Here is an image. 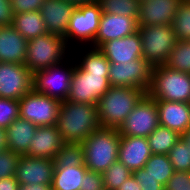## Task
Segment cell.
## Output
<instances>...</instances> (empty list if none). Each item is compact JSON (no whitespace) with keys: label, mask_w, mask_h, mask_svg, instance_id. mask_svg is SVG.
Listing matches in <instances>:
<instances>
[{"label":"cell","mask_w":190,"mask_h":190,"mask_svg":"<svg viewBox=\"0 0 190 190\" xmlns=\"http://www.w3.org/2000/svg\"><path fill=\"white\" fill-rule=\"evenodd\" d=\"M172 27L177 40H190V3H180Z\"/></svg>","instance_id":"33"},{"label":"cell","mask_w":190,"mask_h":190,"mask_svg":"<svg viewBox=\"0 0 190 190\" xmlns=\"http://www.w3.org/2000/svg\"><path fill=\"white\" fill-rule=\"evenodd\" d=\"M110 63H124L143 58L139 32L103 43L98 48Z\"/></svg>","instance_id":"18"},{"label":"cell","mask_w":190,"mask_h":190,"mask_svg":"<svg viewBox=\"0 0 190 190\" xmlns=\"http://www.w3.org/2000/svg\"><path fill=\"white\" fill-rule=\"evenodd\" d=\"M159 125L178 132L181 136L190 128V103L156 100Z\"/></svg>","instance_id":"20"},{"label":"cell","mask_w":190,"mask_h":190,"mask_svg":"<svg viewBox=\"0 0 190 190\" xmlns=\"http://www.w3.org/2000/svg\"><path fill=\"white\" fill-rule=\"evenodd\" d=\"M28 40L12 25L0 27V62L25 64Z\"/></svg>","instance_id":"22"},{"label":"cell","mask_w":190,"mask_h":190,"mask_svg":"<svg viewBox=\"0 0 190 190\" xmlns=\"http://www.w3.org/2000/svg\"><path fill=\"white\" fill-rule=\"evenodd\" d=\"M117 190H141V188L132 174Z\"/></svg>","instance_id":"42"},{"label":"cell","mask_w":190,"mask_h":190,"mask_svg":"<svg viewBox=\"0 0 190 190\" xmlns=\"http://www.w3.org/2000/svg\"><path fill=\"white\" fill-rule=\"evenodd\" d=\"M168 157L174 171L190 172V147L182 136L171 148Z\"/></svg>","instance_id":"32"},{"label":"cell","mask_w":190,"mask_h":190,"mask_svg":"<svg viewBox=\"0 0 190 190\" xmlns=\"http://www.w3.org/2000/svg\"><path fill=\"white\" fill-rule=\"evenodd\" d=\"M87 171L85 164L73 168H55L52 190H81L83 177Z\"/></svg>","instance_id":"25"},{"label":"cell","mask_w":190,"mask_h":190,"mask_svg":"<svg viewBox=\"0 0 190 190\" xmlns=\"http://www.w3.org/2000/svg\"><path fill=\"white\" fill-rule=\"evenodd\" d=\"M54 161L55 168L82 166L84 164L83 145L64 143Z\"/></svg>","instance_id":"28"},{"label":"cell","mask_w":190,"mask_h":190,"mask_svg":"<svg viewBox=\"0 0 190 190\" xmlns=\"http://www.w3.org/2000/svg\"><path fill=\"white\" fill-rule=\"evenodd\" d=\"M8 149L6 129L0 127V152Z\"/></svg>","instance_id":"44"},{"label":"cell","mask_w":190,"mask_h":190,"mask_svg":"<svg viewBox=\"0 0 190 190\" xmlns=\"http://www.w3.org/2000/svg\"><path fill=\"white\" fill-rule=\"evenodd\" d=\"M45 0H10L14 14L40 11Z\"/></svg>","instance_id":"39"},{"label":"cell","mask_w":190,"mask_h":190,"mask_svg":"<svg viewBox=\"0 0 190 190\" xmlns=\"http://www.w3.org/2000/svg\"><path fill=\"white\" fill-rule=\"evenodd\" d=\"M37 126L18 117L6 128L8 149L20 155H27L30 141L35 135Z\"/></svg>","instance_id":"23"},{"label":"cell","mask_w":190,"mask_h":190,"mask_svg":"<svg viewBox=\"0 0 190 190\" xmlns=\"http://www.w3.org/2000/svg\"><path fill=\"white\" fill-rule=\"evenodd\" d=\"M85 53L75 64L67 100L97 104L111 87L108 79L111 63L98 48L90 47Z\"/></svg>","instance_id":"1"},{"label":"cell","mask_w":190,"mask_h":190,"mask_svg":"<svg viewBox=\"0 0 190 190\" xmlns=\"http://www.w3.org/2000/svg\"><path fill=\"white\" fill-rule=\"evenodd\" d=\"M97 2L102 12L135 17L138 20L139 0H97Z\"/></svg>","instance_id":"30"},{"label":"cell","mask_w":190,"mask_h":190,"mask_svg":"<svg viewBox=\"0 0 190 190\" xmlns=\"http://www.w3.org/2000/svg\"><path fill=\"white\" fill-rule=\"evenodd\" d=\"M18 100L0 97V127L8 128L19 117Z\"/></svg>","instance_id":"34"},{"label":"cell","mask_w":190,"mask_h":190,"mask_svg":"<svg viewBox=\"0 0 190 190\" xmlns=\"http://www.w3.org/2000/svg\"><path fill=\"white\" fill-rule=\"evenodd\" d=\"M181 138V135L167 127L158 125L147 137L152 154L168 155L171 148Z\"/></svg>","instance_id":"26"},{"label":"cell","mask_w":190,"mask_h":190,"mask_svg":"<svg viewBox=\"0 0 190 190\" xmlns=\"http://www.w3.org/2000/svg\"><path fill=\"white\" fill-rule=\"evenodd\" d=\"M14 16L10 0H0V27L12 25Z\"/></svg>","instance_id":"40"},{"label":"cell","mask_w":190,"mask_h":190,"mask_svg":"<svg viewBox=\"0 0 190 190\" xmlns=\"http://www.w3.org/2000/svg\"><path fill=\"white\" fill-rule=\"evenodd\" d=\"M63 63L66 64V62H61L34 73L33 90L37 93L58 99L61 102L67 100L75 64L72 63L70 65L71 67L67 65L64 68Z\"/></svg>","instance_id":"10"},{"label":"cell","mask_w":190,"mask_h":190,"mask_svg":"<svg viewBox=\"0 0 190 190\" xmlns=\"http://www.w3.org/2000/svg\"><path fill=\"white\" fill-rule=\"evenodd\" d=\"M138 27L135 17L102 12L93 47L99 48L107 41L130 36L138 31Z\"/></svg>","instance_id":"15"},{"label":"cell","mask_w":190,"mask_h":190,"mask_svg":"<svg viewBox=\"0 0 190 190\" xmlns=\"http://www.w3.org/2000/svg\"><path fill=\"white\" fill-rule=\"evenodd\" d=\"M19 190H52L48 184L19 185Z\"/></svg>","instance_id":"43"},{"label":"cell","mask_w":190,"mask_h":190,"mask_svg":"<svg viewBox=\"0 0 190 190\" xmlns=\"http://www.w3.org/2000/svg\"><path fill=\"white\" fill-rule=\"evenodd\" d=\"M152 71L153 66L144 58L124 63H111L108 79L111 86L131 87L148 92Z\"/></svg>","instance_id":"11"},{"label":"cell","mask_w":190,"mask_h":190,"mask_svg":"<svg viewBox=\"0 0 190 190\" xmlns=\"http://www.w3.org/2000/svg\"><path fill=\"white\" fill-rule=\"evenodd\" d=\"M146 94L137 88L111 86L96 104L101 127L119 129Z\"/></svg>","instance_id":"3"},{"label":"cell","mask_w":190,"mask_h":190,"mask_svg":"<svg viewBox=\"0 0 190 190\" xmlns=\"http://www.w3.org/2000/svg\"><path fill=\"white\" fill-rule=\"evenodd\" d=\"M54 170L55 161L53 159L21 155L18 160L15 178L19 185H52Z\"/></svg>","instance_id":"14"},{"label":"cell","mask_w":190,"mask_h":190,"mask_svg":"<svg viewBox=\"0 0 190 190\" xmlns=\"http://www.w3.org/2000/svg\"><path fill=\"white\" fill-rule=\"evenodd\" d=\"M77 6L67 0H45L40 13L47 33L65 38L70 18Z\"/></svg>","instance_id":"17"},{"label":"cell","mask_w":190,"mask_h":190,"mask_svg":"<svg viewBox=\"0 0 190 190\" xmlns=\"http://www.w3.org/2000/svg\"><path fill=\"white\" fill-rule=\"evenodd\" d=\"M33 90V73L25 64L0 62V97L19 100Z\"/></svg>","instance_id":"13"},{"label":"cell","mask_w":190,"mask_h":190,"mask_svg":"<svg viewBox=\"0 0 190 190\" xmlns=\"http://www.w3.org/2000/svg\"><path fill=\"white\" fill-rule=\"evenodd\" d=\"M151 155L147 138L121 136L118 160L131 172L144 168Z\"/></svg>","instance_id":"19"},{"label":"cell","mask_w":190,"mask_h":190,"mask_svg":"<svg viewBox=\"0 0 190 190\" xmlns=\"http://www.w3.org/2000/svg\"><path fill=\"white\" fill-rule=\"evenodd\" d=\"M165 190H190V172L174 171Z\"/></svg>","instance_id":"36"},{"label":"cell","mask_w":190,"mask_h":190,"mask_svg":"<svg viewBox=\"0 0 190 190\" xmlns=\"http://www.w3.org/2000/svg\"><path fill=\"white\" fill-rule=\"evenodd\" d=\"M63 144V138L56 125L37 127L26 156L54 160Z\"/></svg>","instance_id":"21"},{"label":"cell","mask_w":190,"mask_h":190,"mask_svg":"<svg viewBox=\"0 0 190 190\" xmlns=\"http://www.w3.org/2000/svg\"><path fill=\"white\" fill-rule=\"evenodd\" d=\"M166 66L190 74V40H178L176 42Z\"/></svg>","instance_id":"29"},{"label":"cell","mask_w":190,"mask_h":190,"mask_svg":"<svg viewBox=\"0 0 190 190\" xmlns=\"http://www.w3.org/2000/svg\"><path fill=\"white\" fill-rule=\"evenodd\" d=\"M0 190H19V183L15 177L1 179Z\"/></svg>","instance_id":"41"},{"label":"cell","mask_w":190,"mask_h":190,"mask_svg":"<svg viewBox=\"0 0 190 190\" xmlns=\"http://www.w3.org/2000/svg\"><path fill=\"white\" fill-rule=\"evenodd\" d=\"M56 127L64 143L82 144L101 127L96 104L62 101Z\"/></svg>","instance_id":"2"},{"label":"cell","mask_w":190,"mask_h":190,"mask_svg":"<svg viewBox=\"0 0 190 190\" xmlns=\"http://www.w3.org/2000/svg\"><path fill=\"white\" fill-rule=\"evenodd\" d=\"M182 137L190 147V128L182 135Z\"/></svg>","instance_id":"46"},{"label":"cell","mask_w":190,"mask_h":190,"mask_svg":"<svg viewBox=\"0 0 190 190\" xmlns=\"http://www.w3.org/2000/svg\"><path fill=\"white\" fill-rule=\"evenodd\" d=\"M102 11L97 1L78 5L70 18L65 34L66 43L77 39L81 43H90L93 47L98 32ZM72 39V40H71ZM92 44V45H91Z\"/></svg>","instance_id":"9"},{"label":"cell","mask_w":190,"mask_h":190,"mask_svg":"<svg viewBox=\"0 0 190 190\" xmlns=\"http://www.w3.org/2000/svg\"><path fill=\"white\" fill-rule=\"evenodd\" d=\"M120 138L118 129L100 127L85 139L82 145L87 169L102 174L116 162Z\"/></svg>","instance_id":"4"},{"label":"cell","mask_w":190,"mask_h":190,"mask_svg":"<svg viewBox=\"0 0 190 190\" xmlns=\"http://www.w3.org/2000/svg\"><path fill=\"white\" fill-rule=\"evenodd\" d=\"M182 0L139 1L138 26L172 25Z\"/></svg>","instance_id":"16"},{"label":"cell","mask_w":190,"mask_h":190,"mask_svg":"<svg viewBox=\"0 0 190 190\" xmlns=\"http://www.w3.org/2000/svg\"><path fill=\"white\" fill-rule=\"evenodd\" d=\"M19 102V117L37 127L56 125L61 101L34 90L26 93Z\"/></svg>","instance_id":"8"},{"label":"cell","mask_w":190,"mask_h":190,"mask_svg":"<svg viewBox=\"0 0 190 190\" xmlns=\"http://www.w3.org/2000/svg\"><path fill=\"white\" fill-rule=\"evenodd\" d=\"M67 1L78 6V5H82V4L92 3L97 0H67Z\"/></svg>","instance_id":"45"},{"label":"cell","mask_w":190,"mask_h":190,"mask_svg":"<svg viewBox=\"0 0 190 190\" xmlns=\"http://www.w3.org/2000/svg\"><path fill=\"white\" fill-rule=\"evenodd\" d=\"M68 44L54 34H42L28 40L25 66L34 74L65 61Z\"/></svg>","instance_id":"6"},{"label":"cell","mask_w":190,"mask_h":190,"mask_svg":"<svg viewBox=\"0 0 190 190\" xmlns=\"http://www.w3.org/2000/svg\"><path fill=\"white\" fill-rule=\"evenodd\" d=\"M144 169L147 175L156 179L164 187L174 173L168 155L152 154L146 162Z\"/></svg>","instance_id":"27"},{"label":"cell","mask_w":190,"mask_h":190,"mask_svg":"<svg viewBox=\"0 0 190 190\" xmlns=\"http://www.w3.org/2000/svg\"><path fill=\"white\" fill-rule=\"evenodd\" d=\"M132 174L140 184L141 190H165V187L162 184L146 174L144 168L133 171Z\"/></svg>","instance_id":"37"},{"label":"cell","mask_w":190,"mask_h":190,"mask_svg":"<svg viewBox=\"0 0 190 190\" xmlns=\"http://www.w3.org/2000/svg\"><path fill=\"white\" fill-rule=\"evenodd\" d=\"M20 156L9 149L0 152V180L15 177Z\"/></svg>","instance_id":"35"},{"label":"cell","mask_w":190,"mask_h":190,"mask_svg":"<svg viewBox=\"0 0 190 190\" xmlns=\"http://www.w3.org/2000/svg\"><path fill=\"white\" fill-rule=\"evenodd\" d=\"M147 94L154 100L190 103V74L166 65L153 67Z\"/></svg>","instance_id":"5"},{"label":"cell","mask_w":190,"mask_h":190,"mask_svg":"<svg viewBox=\"0 0 190 190\" xmlns=\"http://www.w3.org/2000/svg\"><path fill=\"white\" fill-rule=\"evenodd\" d=\"M12 26L27 40L47 33L40 11L15 14Z\"/></svg>","instance_id":"24"},{"label":"cell","mask_w":190,"mask_h":190,"mask_svg":"<svg viewBox=\"0 0 190 190\" xmlns=\"http://www.w3.org/2000/svg\"><path fill=\"white\" fill-rule=\"evenodd\" d=\"M81 190H105L102 174L88 170L83 177Z\"/></svg>","instance_id":"38"},{"label":"cell","mask_w":190,"mask_h":190,"mask_svg":"<svg viewBox=\"0 0 190 190\" xmlns=\"http://www.w3.org/2000/svg\"><path fill=\"white\" fill-rule=\"evenodd\" d=\"M143 58L153 67L166 65L176 45L172 25L139 26Z\"/></svg>","instance_id":"7"},{"label":"cell","mask_w":190,"mask_h":190,"mask_svg":"<svg viewBox=\"0 0 190 190\" xmlns=\"http://www.w3.org/2000/svg\"><path fill=\"white\" fill-rule=\"evenodd\" d=\"M132 172L119 160L102 173L105 190H117Z\"/></svg>","instance_id":"31"},{"label":"cell","mask_w":190,"mask_h":190,"mask_svg":"<svg viewBox=\"0 0 190 190\" xmlns=\"http://www.w3.org/2000/svg\"><path fill=\"white\" fill-rule=\"evenodd\" d=\"M159 125L156 100L146 94L118 129L121 136L147 138Z\"/></svg>","instance_id":"12"}]
</instances>
